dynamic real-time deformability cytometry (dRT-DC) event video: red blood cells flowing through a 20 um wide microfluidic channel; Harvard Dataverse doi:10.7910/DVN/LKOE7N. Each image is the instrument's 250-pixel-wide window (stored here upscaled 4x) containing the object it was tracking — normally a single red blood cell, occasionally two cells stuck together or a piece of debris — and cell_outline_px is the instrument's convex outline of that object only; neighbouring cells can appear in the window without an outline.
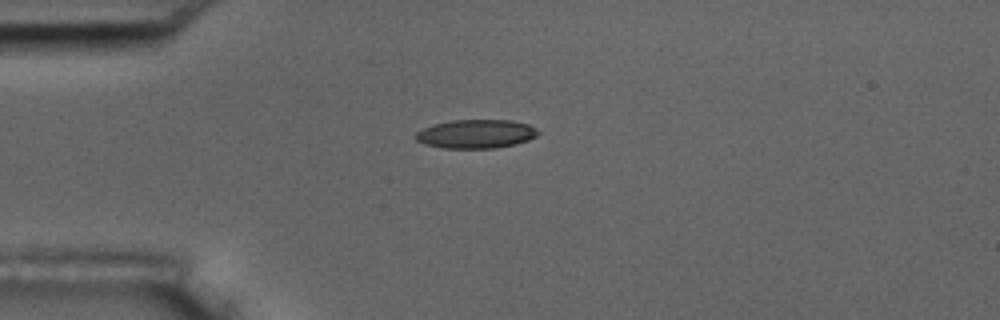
{"species": "common noctule bat (a hibernating species)", "species_latin": "Nyctalus noctula", "temperature_condition": "room temperature", "stored_images_in_passage": 7, "camera_frame_rate_fps": 3000, "um_per_image_px": 0.085, "animal": {"sex": "male", "body_mass_g": 17.5, "forearm_length_mm": 52.3}, "frame": {"image": 1, "passage_image": 1, "time_ms": 0.0, "image_size_px": [1000, 320], "cell_outline_px": [[540, 132], [536, 136], [528, 140], [516, 144], [496, 148], [444, 148], [424, 144], [416, 140], [412, 136], [416, 132], [432, 124], [448, 120], [512, 120], [528, 124], [536, 128]], "centroid_in_image_um": [40.44, 11.38], "position_along_channel_um": 44.6, "area_um2": 20.75}}
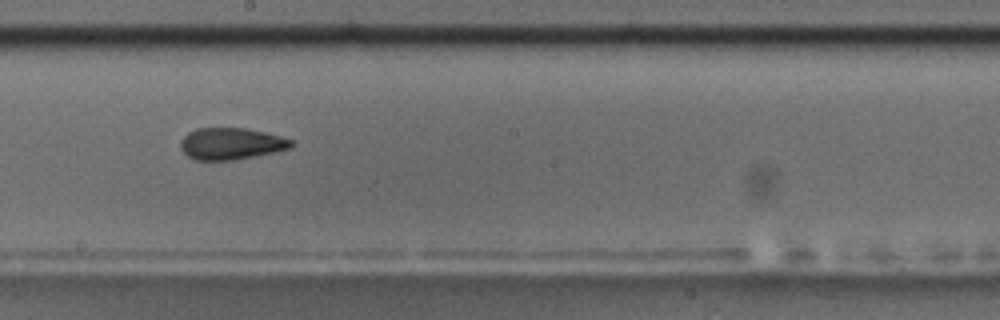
{"frame": {"image": 2, "passage_image": 6, "time_ms": 1.667, "image_size_px": [1000, 320], "cell_outline_px": [[296, 144], [292, 148], [232, 160], [196, 160], [188, 156], [180, 148], [180, 140], [188, 132], [196, 128], [248, 128], [296, 140]], "centroid_in_image_um": [19.66, 12.2], "position_along_channel_um": 228.5, "area_um2": 20.58}}
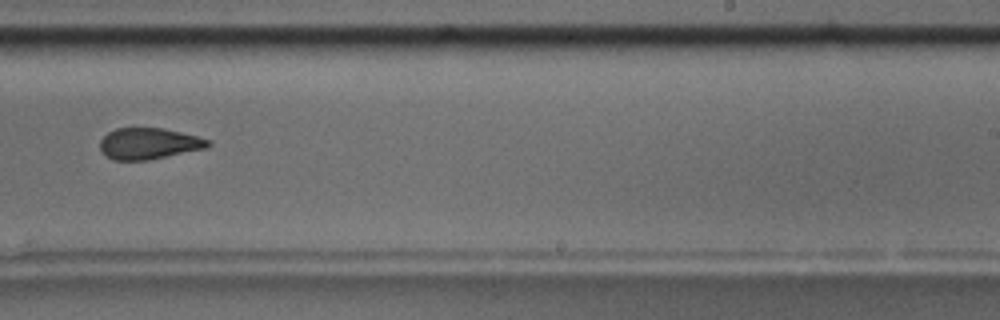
{"frame": {"image": 3, "passage_image": 7, "time_ms": 2.0, "image_size_px": [1000, 320], "cell_outline_px": [[212, 144], [204, 148], [148, 160], [112, 160], [104, 156], [100, 152], [100, 140], [108, 132], [116, 128], [164, 128], [212, 140]], "centroid_in_image_um": [12.6, 12.2], "position_along_channel_um": 276.4, "area_um2": 19.71}}